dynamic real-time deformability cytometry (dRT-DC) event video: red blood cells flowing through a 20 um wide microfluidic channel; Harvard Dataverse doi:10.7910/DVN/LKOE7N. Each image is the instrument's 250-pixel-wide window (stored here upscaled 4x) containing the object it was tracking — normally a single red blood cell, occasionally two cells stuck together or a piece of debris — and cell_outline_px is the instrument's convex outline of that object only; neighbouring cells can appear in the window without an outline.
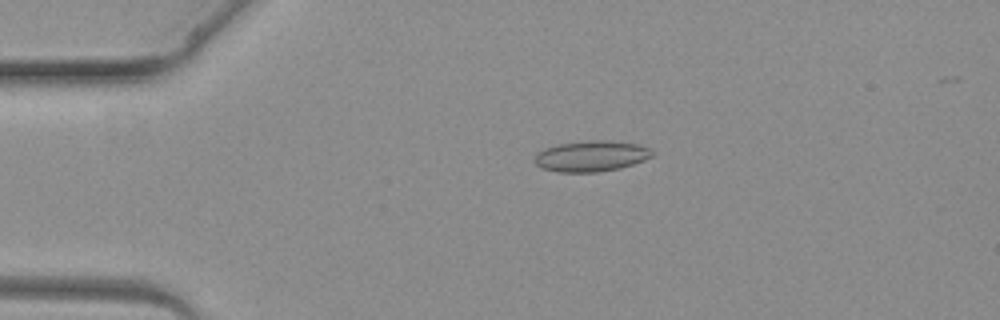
{"species": "common noctule bat (a hibernating species)", "species_latin": "Nyctalus noctula", "temperature_condition": "warm", "stored_images_in_passage": 3, "camera_frame_rate_fps": 3000, "um_per_image_px": 0.085, "animal": {"sex": "female", "body_mass_g": 19.3, "forearm_length_mm": 54.1}, "frame": {"image": 1, "passage_image": 2, "time_ms": 1.0, "image_size_px": [1000, 320], "cell_outline_px": [[652, 156], [644, 160], [620, 168], [596, 172], [556, 172], [540, 168], [536, 164], [536, 152], [544, 148], [560, 144], [588, 140], [612, 140], [636, 144], [648, 148], [652, 152]], "centroid_in_image_um": [50.22, 13.27], "position_along_channel_um": 34.8, "area_um2": 21.04}}